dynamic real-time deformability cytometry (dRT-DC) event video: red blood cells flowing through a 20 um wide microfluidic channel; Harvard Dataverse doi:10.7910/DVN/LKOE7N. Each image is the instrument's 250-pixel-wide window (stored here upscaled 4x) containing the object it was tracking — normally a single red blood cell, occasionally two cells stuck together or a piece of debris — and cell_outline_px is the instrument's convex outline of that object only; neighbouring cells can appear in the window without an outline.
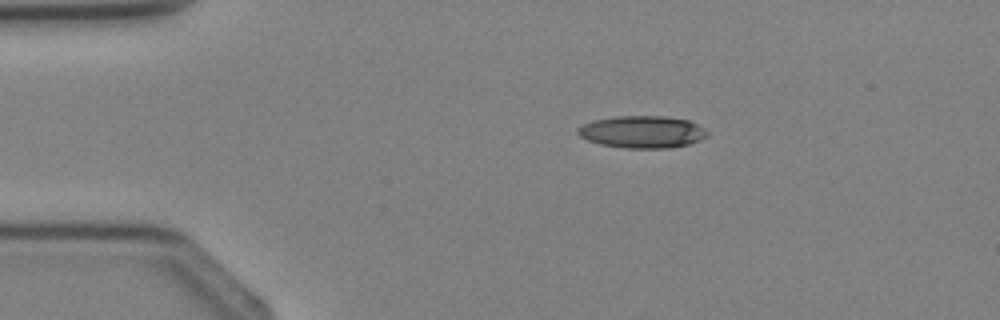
{"species": "Egyptian fruit bat (a non-hibernating species)", "species_latin": "Rousettus aegyptiacus", "temperature_condition": "cold", "stored_images_in_passage": 3, "segment_of_instrument_passage": [1, 2], "camera_frame_rate_fps": 3000, "um_per_image_px": 0.085, "animal": {"sex": "female"}, "frame": {"image": 1, "passage_image": 1, "time_ms": 0.0, "image_size_px": [1000, 320], "cell_outline_px": [[708, 136], [700, 140], [688, 144], [668, 148], [624, 148], [600, 144], [588, 140], [580, 136], [576, 132], [576, 128], [592, 120], [616, 116], [664, 116], [688, 120], [704, 128], [708, 132]], "centroid_in_image_um": [54.57, 11.21], "position_along_channel_um": 30.4, "area_um2": 24.33}}